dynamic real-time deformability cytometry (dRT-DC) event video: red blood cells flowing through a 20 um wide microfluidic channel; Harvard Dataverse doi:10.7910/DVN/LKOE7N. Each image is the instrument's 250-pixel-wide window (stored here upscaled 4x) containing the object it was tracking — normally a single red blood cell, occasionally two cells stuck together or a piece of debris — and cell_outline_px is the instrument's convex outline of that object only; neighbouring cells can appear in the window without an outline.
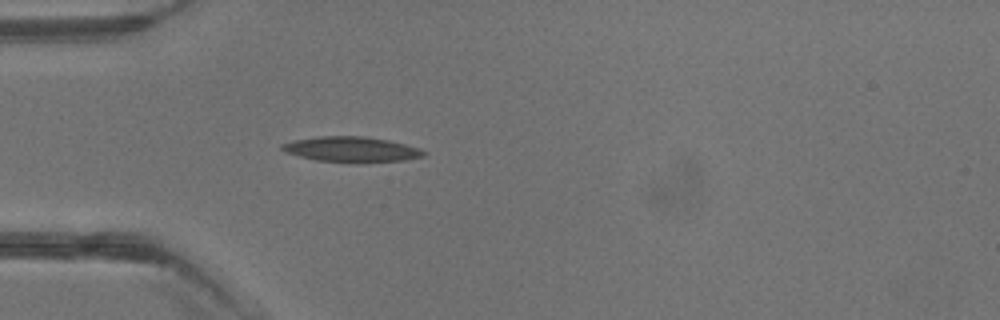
{"species": "common noctule bat (a hibernating species)", "species_latin": "Nyctalus noctula", "temperature_condition": "warm", "stored_images_in_passage": 2, "camera_frame_rate_fps": 3000, "um_per_image_px": 0.085, "animal": {"sex": "male", "body_mass_g": 13.3}, "frame": {"image": 1, "passage_image": 2, "time_ms": 2.333, "image_size_px": [1000, 320], "cell_outline_px": [[428, 152], [424, 156], [404, 160], [360, 164], [316, 160], [284, 152], [280, 148], [280, 144], [296, 140], [320, 136], [364, 136], [388, 140], [420, 148]], "centroid_in_image_um": [29.9, 12.71], "position_along_channel_um": 55.1, "area_um2": 21.21}}